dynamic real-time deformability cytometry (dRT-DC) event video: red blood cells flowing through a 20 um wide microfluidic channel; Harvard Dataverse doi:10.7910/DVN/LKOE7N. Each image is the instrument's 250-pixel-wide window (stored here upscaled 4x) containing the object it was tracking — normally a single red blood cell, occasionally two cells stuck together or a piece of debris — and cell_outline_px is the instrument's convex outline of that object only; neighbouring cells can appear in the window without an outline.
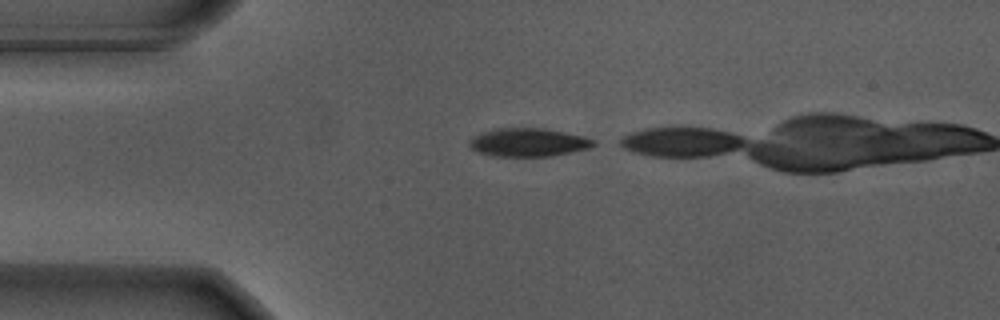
{"species": "Egyptian fruit bat (a non-hibernating species)", "species_latin": "Rousettus aegyptiacus", "temperature_condition": "warm", "stored_images_in_passage": 11, "camera_frame_rate_fps": 3000, "um_per_image_px": 0.085, "animal": {"sex": "male"}, "frame": {"image": 1, "passage_image": 1, "time_ms": 0.0, "image_size_px": [1000, 320], "cell_outline_px": [[596, 144], [588, 148], [552, 156], [492, 156], [480, 152], [472, 148], [468, 144], [472, 136], [480, 132], [496, 128], [544, 128], [584, 136], [596, 140]], "centroid_in_image_um": [44.9, 12.09], "position_along_channel_um": 40.1, "area_um2": 20.52}}
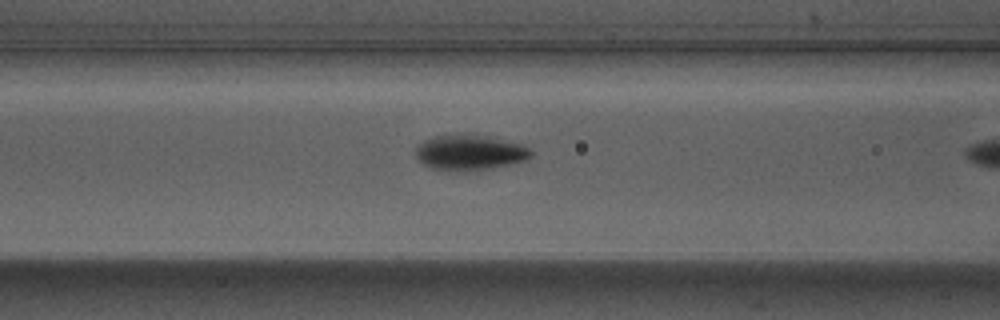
{"frame": {"image": 2, "passage_image": 10, "time_ms": 3.0, "image_size_px": [1000, 320], "cell_outline_px": [[532, 156], [524, 160], [508, 164], [468, 172], [432, 168], [424, 164], [416, 156], [416, 148], [424, 140], [448, 132], [472, 132], [492, 136], [524, 144], [532, 152]], "centroid_in_image_um": [39.93, 12.9], "position_along_channel_um": 126.7, "area_um2": 24.39}}